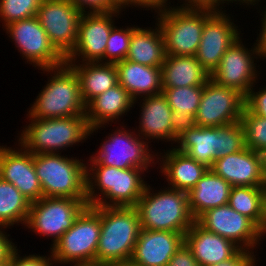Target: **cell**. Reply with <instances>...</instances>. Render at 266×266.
<instances>
[{"label": "cell", "instance_id": "6da1fadb", "mask_svg": "<svg viewBox=\"0 0 266 266\" xmlns=\"http://www.w3.org/2000/svg\"><path fill=\"white\" fill-rule=\"evenodd\" d=\"M86 159L88 206L136 207L148 184L144 169H119L100 165L91 156Z\"/></svg>", "mask_w": 266, "mask_h": 266}, {"label": "cell", "instance_id": "7a4b0ae2", "mask_svg": "<svg viewBox=\"0 0 266 266\" xmlns=\"http://www.w3.org/2000/svg\"><path fill=\"white\" fill-rule=\"evenodd\" d=\"M91 207L100 215L101 224L95 264L116 265L130 261L141 232L137 208Z\"/></svg>", "mask_w": 266, "mask_h": 266}, {"label": "cell", "instance_id": "3957f363", "mask_svg": "<svg viewBox=\"0 0 266 266\" xmlns=\"http://www.w3.org/2000/svg\"><path fill=\"white\" fill-rule=\"evenodd\" d=\"M48 77L35 101L27 109V118L51 119L85 115L77 73L67 63L55 68H41Z\"/></svg>", "mask_w": 266, "mask_h": 266}, {"label": "cell", "instance_id": "277c9868", "mask_svg": "<svg viewBox=\"0 0 266 266\" xmlns=\"http://www.w3.org/2000/svg\"><path fill=\"white\" fill-rule=\"evenodd\" d=\"M27 119V124L21 127L23 129L16 137L17 142L32 154L62 153L89 138L90 127L85 115Z\"/></svg>", "mask_w": 266, "mask_h": 266}, {"label": "cell", "instance_id": "5b68a950", "mask_svg": "<svg viewBox=\"0 0 266 266\" xmlns=\"http://www.w3.org/2000/svg\"><path fill=\"white\" fill-rule=\"evenodd\" d=\"M153 188L148 183L136 205L141 229L185 235L195 222L189 209L188 193L166 186L160 190Z\"/></svg>", "mask_w": 266, "mask_h": 266}, {"label": "cell", "instance_id": "8992f818", "mask_svg": "<svg viewBox=\"0 0 266 266\" xmlns=\"http://www.w3.org/2000/svg\"><path fill=\"white\" fill-rule=\"evenodd\" d=\"M43 197L87 199L85 159L61 153L33 154Z\"/></svg>", "mask_w": 266, "mask_h": 266}, {"label": "cell", "instance_id": "52a82bcc", "mask_svg": "<svg viewBox=\"0 0 266 266\" xmlns=\"http://www.w3.org/2000/svg\"><path fill=\"white\" fill-rule=\"evenodd\" d=\"M100 233V215L87 206L73 226L50 247L54 265L95 264Z\"/></svg>", "mask_w": 266, "mask_h": 266}, {"label": "cell", "instance_id": "ba28073f", "mask_svg": "<svg viewBox=\"0 0 266 266\" xmlns=\"http://www.w3.org/2000/svg\"><path fill=\"white\" fill-rule=\"evenodd\" d=\"M123 122L108 136L105 135L99 149L96 153L92 152L91 157L100 165L119 169L139 168L148 173L151 167L153 169L157 165V152L152 151V145L140 137L134 127L131 130Z\"/></svg>", "mask_w": 266, "mask_h": 266}, {"label": "cell", "instance_id": "9c48e42d", "mask_svg": "<svg viewBox=\"0 0 266 266\" xmlns=\"http://www.w3.org/2000/svg\"><path fill=\"white\" fill-rule=\"evenodd\" d=\"M154 17L163 34L166 55L195 56L206 22V8L172 5L155 12Z\"/></svg>", "mask_w": 266, "mask_h": 266}, {"label": "cell", "instance_id": "30bf717a", "mask_svg": "<svg viewBox=\"0 0 266 266\" xmlns=\"http://www.w3.org/2000/svg\"><path fill=\"white\" fill-rule=\"evenodd\" d=\"M88 206L87 199L42 197L31 203L24 229L51 239V246L72 226L78 215Z\"/></svg>", "mask_w": 266, "mask_h": 266}, {"label": "cell", "instance_id": "8fae6325", "mask_svg": "<svg viewBox=\"0 0 266 266\" xmlns=\"http://www.w3.org/2000/svg\"><path fill=\"white\" fill-rule=\"evenodd\" d=\"M242 40L243 36L226 50L218 67L210 74V79L220 86L237 90L246 97L254 85L258 86L256 83L261 79L258 76L262 74V67L259 64L256 66L260 61L256 40L249 49Z\"/></svg>", "mask_w": 266, "mask_h": 266}, {"label": "cell", "instance_id": "7c38bea8", "mask_svg": "<svg viewBox=\"0 0 266 266\" xmlns=\"http://www.w3.org/2000/svg\"><path fill=\"white\" fill-rule=\"evenodd\" d=\"M3 30L21 54L35 69L55 68L66 63V58L54 47L36 16L12 22Z\"/></svg>", "mask_w": 266, "mask_h": 266}, {"label": "cell", "instance_id": "4fadbf2b", "mask_svg": "<svg viewBox=\"0 0 266 266\" xmlns=\"http://www.w3.org/2000/svg\"><path fill=\"white\" fill-rule=\"evenodd\" d=\"M226 13L227 10L206 9V22L195 58L209 74L218 67L226 50L243 35L240 26L234 23V15Z\"/></svg>", "mask_w": 266, "mask_h": 266}, {"label": "cell", "instance_id": "5bb4252c", "mask_svg": "<svg viewBox=\"0 0 266 266\" xmlns=\"http://www.w3.org/2000/svg\"><path fill=\"white\" fill-rule=\"evenodd\" d=\"M245 97L237 90L220 86L209 79L192 124L199 127H220L239 122Z\"/></svg>", "mask_w": 266, "mask_h": 266}, {"label": "cell", "instance_id": "9a60e30c", "mask_svg": "<svg viewBox=\"0 0 266 266\" xmlns=\"http://www.w3.org/2000/svg\"><path fill=\"white\" fill-rule=\"evenodd\" d=\"M81 16L70 0H42L36 13L51 43L64 57L75 47Z\"/></svg>", "mask_w": 266, "mask_h": 266}, {"label": "cell", "instance_id": "2e32d148", "mask_svg": "<svg viewBox=\"0 0 266 266\" xmlns=\"http://www.w3.org/2000/svg\"><path fill=\"white\" fill-rule=\"evenodd\" d=\"M126 13L119 11L104 14H82L78 26L77 42L74 49L65 57L66 63H104V52L111 30L116 26L115 19ZM120 15V16H119Z\"/></svg>", "mask_w": 266, "mask_h": 266}, {"label": "cell", "instance_id": "e0dca14e", "mask_svg": "<svg viewBox=\"0 0 266 266\" xmlns=\"http://www.w3.org/2000/svg\"><path fill=\"white\" fill-rule=\"evenodd\" d=\"M195 221L207 231L232 241L240 249L256 253V248L261 247L258 226L228 203L205 211Z\"/></svg>", "mask_w": 266, "mask_h": 266}, {"label": "cell", "instance_id": "ac0fdd59", "mask_svg": "<svg viewBox=\"0 0 266 266\" xmlns=\"http://www.w3.org/2000/svg\"><path fill=\"white\" fill-rule=\"evenodd\" d=\"M136 103L139 104L140 115L138 118V129L137 126L136 129L134 128L135 132L150 145L151 142L155 143L157 140V143L159 141H163L164 143L170 142L169 144L172 145L168 146L174 147L179 135L180 123L175 118L174 112L165 96L160 93L141 97L134 100L133 108L137 105Z\"/></svg>", "mask_w": 266, "mask_h": 266}, {"label": "cell", "instance_id": "d6986e66", "mask_svg": "<svg viewBox=\"0 0 266 266\" xmlns=\"http://www.w3.org/2000/svg\"><path fill=\"white\" fill-rule=\"evenodd\" d=\"M14 146L0 145V178L12 183L30 203L36 202L43 197V191L35 172L33 154L19 142Z\"/></svg>", "mask_w": 266, "mask_h": 266}, {"label": "cell", "instance_id": "ffe728a7", "mask_svg": "<svg viewBox=\"0 0 266 266\" xmlns=\"http://www.w3.org/2000/svg\"><path fill=\"white\" fill-rule=\"evenodd\" d=\"M210 169L231 186L266 187L262 155L247 147L217 158Z\"/></svg>", "mask_w": 266, "mask_h": 266}, {"label": "cell", "instance_id": "44dd1931", "mask_svg": "<svg viewBox=\"0 0 266 266\" xmlns=\"http://www.w3.org/2000/svg\"><path fill=\"white\" fill-rule=\"evenodd\" d=\"M183 243L181 233L141 229L130 261L139 266H166Z\"/></svg>", "mask_w": 266, "mask_h": 266}, {"label": "cell", "instance_id": "7402d4cb", "mask_svg": "<svg viewBox=\"0 0 266 266\" xmlns=\"http://www.w3.org/2000/svg\"><path fill=\"white\" fill-rule=\"evenodd\" d=\"M133 102L134 100L120 84L92 99L86 105L85 112L90 127L89 136L98 133V130L106 128L105 126H112L114 121L113 124H120L119 120L121 121L124 115L126 116L132 110Z\"/></svg>", "mask_w": 266, "mask_h": 266}, {"label": "cell", "instance_id": "603a6c76", "mask_svg": "<svg viewBox=\"0 0 266 266\" xmlns=\"http://www.w3.org/2000/svg\"><path fill=\"white\" fill-rule=\"evenodd\" d=\"M161 152L157 151L156 163L161 176L168 182L166 187L188 193L209 169L174 147Z\"/></svg>", "mask_w": 266, "mask_h": 266}, {"label": "cell", "instance_id": "cb8c5ba5", "mask_svg": "<svg viewBox=\"0 0 266 266\" xmlns=\"http://www.w3.org/2000/svg\"><path fill=\"white\" fill-rule=\"evenodd\" d=\"M184 242L191 249L200 266H211L233 257L240 248L232 241L207 231L196 221L184 235Z\"/></svg>", "mask_w": 266, "mask_h": 266}, {"label": "cell", "instance_id": "d4e9b609", "mask_svg": "<svg viewBox=\"0 0 266 266\" xmlns=\"http://www.w3.org/2000/svg\"><path fill=\"white\" fill-rule=\"evenodd\" d=\"M174 148L205 165L213 166L217 151V127H199L182 123Z\"/></svg>", "mask_w": 266, "mask_h": 266}, {"label": "cell", "instance_id": "484cf974", "mask_svg": "<svg viewBox=\"0 0 266 266\" xmlns=\"http://www.w3.org/2000/svg\"><path fill=\"white\" fill-rule=\"evenodd\" d=\"M120 84L133 99L162 93L161 67H150L129 60L115 63Z\"/></svg>", "mask_w": 266, "mask_h": 266}, {"label": "cell", "instance_id": "4316f807", "mask_svg": "<svg viewBox=\"0 0 266 266\" xmlns=\"http://www.w3.org/2000/svg\"><path fill=\"white\" fill-rule=\"evenodd\" d=\"M166 58L162 31L156 21L153 27L133 24L126 60L150 67H161Z\"/></svg>", "mask_w": 266, "mask_h": 266}, {"label": "cell", "instance_id": "83f0119b", "mask_svg": "<svg viewBox=\"0 0 266 266\" xmlns=\"http://www.w3.org/2000/svg\"><path fill=\"white\" fill-rule=\"evenodd\" d=\"M162 88L204 86L209 72L195 56L166 55L161 65Z\"/></svg>", "mask_w": 266, "mask_h": 266}, {"label": "cell", "instance_id": "f1b7e54d", "mask_svg": "<svg viewBox=\"0 0 266 266\" xmlns=\"http://www.w3.org/2000/svg\"><path fill=\"white\" fill-rule=\"evenodd\" d=\"M232 186L208 169L197 184L188 192L189 209L196 220L205 211L229 202Z\"/></svg>", "mask_w": 266, "mask_h": 266}, {"label": "cell", "instance_id": "f546056e", "mask_svg": "<svg viewBox=\"0 0 266 266\" xmlns=\"http://www.w3.org/2000/svg\"><path fill=\"white\" fill-rule=\"evenodd\" d=\"M80 81L81 97L85 105L118 84V72L114 63H67Z\"/></svg>", "mask_w": 266, "mask_h": 266}, {"label": "cell", "instance_id": "4dcf8cb0", "mask_svg": "<svg viewBox=\"0 0 266 266\" xmlns=\"http://www.w3.org/2000/svg\"><path fill=\"white\" fill-rule=\"evenodd\" d=\"M31 203L10 182L0 178V226L11 229L14 225L24 228Z\"/></svg>", "mask_w": 266, "mask_h": 266}, {"label": "cell", "instance_id": "1f68e13d", "mask_svg": "<svg viewBox=\"0 0 266 266\" xmlns=\"http://www.w3.org/2000/svg\"><path fill=\"white\" fill-rule=\"evenodd\" d=\"M175 118L180 124L192 123L200 104L203 86H188L180 88H162Z\"/></svg>", "mask_w": 266, "mask_h": 266}, {"label": "cell", "instance_id": "d6a6232c", "mask_svg": "<svg viewBox=\"0 0 266 266\" xmlns=\"http://www.w3.org/2000/svg\"><path fill=\"white\" fill-rule=\"evenodd\" d=\"M265 195L266 187L232 186L228 204L258 226L262 219Z\"/></svg>", "mask_w": 266, "mask_h": 266}, {"label": "cell", "instance_id": "836d02e7", "mask_svg": "<svg viewBox=\"0 0 266 266\" xmlns=\"http://www.w3.org/2000/svg\"><path fill=\"white\" fill-rule=\"evenodd\" d=\"M240 122L244 128L245 146L257 153L266 150V118L253 114L246 106Z\"/></svg>", "mask_w": 266, "mask_h": 266}, {"label": "cell", "instance_id": "e575fe53", "mask_svg": "<svg viewBox=\"0 0 266 266\" xmlns=\"http://www.w3.org/2000/svg\"><path fill=\"white\" fill-rule=\"evenodd\" d=\"M245 147L244 128L240 121L217 127L216 159L237 153Z\"/></svg>", "mask_w": 266, "mask_h": 266}, {"label": "cell", "instance_id": "d590c367", "mask_svg": "<svg viewBox=\"0 0 266 266\" xmlns=\"http://www.w3.org/2000/svg\"><path fill=\"white\" fill-rule=\"evenodd\" d=\"M42 0H0L2 29L12 22L36 16Z\"/></svg>", "mask_w": 266, "mask_h": 266}, {"label": "cell", "instance_id": "8d00e7d4", "mask_svg": "<svg viewBox=\"0 0 266 266\" xmlns=\"http://www.w3.org/2000/svg\"><path fill=\"white\" fill-rule=\"evenodd\" d=\"M133 25L123 28L115 26L107 40L104 63H117L126 59L129 51Z\"/></svg>", "mask_w": 266, "mask_h": 266}, {"label": "cell", "instance_id": "74e56055", "mask_svg": "<svg viewBox=\"0 0 266 266\" xmlns=\"http://www.w3.org/2000/svg\"><path fill=\"white\" fill-rule=\"evenodd\" d=\"M23 254L18 247H16L9 256V266H55L50 249L47 256L39 255V253ZM27 255V256H26Z\"/></svg>", "mask_w": 266, "mask_h": 266}, {"label": "cell", "instance_id": "f35d334b", "mask_svg": "<svg viewBox=\"0 0 266 266\" xmlns=\"http://www.w3.org/2000/svg\"><path fill=\"white\" fill-rule=\"evenodd\" d=\"M82 14H104L121 8L113 0H70Z\"/></svg>", "mask_w": 266, "mask_h": 266}, {"label": "cell", "instance_id": "ab89813d", "mask_svg": "<svg viewBox=\"0 0 266 266\" xmlns=\"http://www.w3.org/2000/svg\"><path fill=\"white\" fill-rule=\"evenodd\" d=\"M265 86V87H264ZM254 85L245 97V106L255 115L266 118V85ZM256 89V90H255ZM259 90V91H258Z\"/></svg>", "mask_w": 266, "mask_h": 266}, {"label": "cell", "instance_id": "60d3db41", "mask_svg": "<svg viewBox=\"0 0 266 266\" xmlns=\"http://www.w3.org/2000/svg\"><path fill=\"white\" fill-rule=\"evenodd\" d=\"M257 253L252 251L240 249L233 257L230 259L223 261L221 263H217L211 266H256L259 257H257ZM257 257V259H256Z\"/></svg>", "mask_w": 266, "mask_h": 266}, {"label": "cell", "instance_id": "b9f144b4", "mask_svg": "<svg viewBox=\"0 0 266 266\" xmlns=\"http://www.w3.org/2000/svg\"><path fill=\"white\" fill-rule=\"evenodd\" d=\"M166 266H200L191 249L184 242Z\"/></svg>", "mask_w": 266, "mask_h": 266}, {"label": "cell", "instance_id": "7bdbcfd3", "mask_svg": "<svg viewBox=\"0 0 266 266\" xmlns=\"http://www.w3.org/2000/svg\"><path fill=\"white\" fill-rule=\"evenodd\" d=\"M177 6L181 8H206L212 10H225V5H229L225 0H177ZM182 3V4H181ZM225 3V4H224Z\"/></svg>", "mask_w": 266, "mask_h": 266}, {"label": "cell", "instance_id": "ee69618b", "mask_svg": "<svg viewBox=\"0 0 266 266\" xmlns=\"http://www.w3.org/2000/svg\"><path fill=\"white\" fill-rule=\"evenodd\" d=\"M171 0H129V7L131 8H143L147 11L151 10L154 13L163 9H167L171 6Z\"/></svg>", "mask_w": 266, "mask_h": 266}, {"label": "cell", "instance_id": "f6af8a7d", "mask_svg": "<svg viewBox=\"0 0 266 266\" xmlns=\"http://www.w3.org/2000/svg\"><path fill=\"white\" fill-rule=\"evenodd\" d=\"M7 229L9 228L0 226V263L6 262L11 252L17 247L15 243H13L14 241H12L14 239L7 233Z\"/></svg>", "mask_w": 266, "mask_h": 266}, {"label": "cell", "instance_id": "bcb514c9", "mask_svg": "<svg viewBox=\"0 0 266 266\" xmlns=\"http://www.w3.org/2000/svg\"><path fill=\"white\" fill-rule=\"evenodd\" d=\"M260 60L266 59V28H260L256 38Z\"/></svg>", "mask_w": 266, "mask_h": 266}, {"label": "cell", "instance_id": "7dc6e473", "mask_svg": "<svg viewBox=\"0 0 266 266\" xmlns=\"http://www.w3.org/2000/svg\"><path fill=\"white\" fill-rule=\"evenodd\" d=\"M229 5H231V4H239V6L240 5H242L243 7H245L246 6V8L248 7V9L250 8H253L255 5H256V3H258L259 1H261L262 3H263V1H264V3L266 2L265 0H225ZM231 3V4H230ZM251 6V7H250Z\"/></svg>", "mask_w": 266, "mask_h": 266}, {"label": "cell", "instance_id": "c3c4849f", "mask_svg": "<svg viewBox=\"0 0 266 266\" xmlns=\"http://www.w3.org/2000/svg\"><path fill=\"white\" fill-rule=\"evenodd\" d=\"M258 236L261 243L264 239H266V210H262V219L260 224L258 225Z\"/></svg>", "mask_w": 266, "mask_h": 266}, {"label": "cell", "instance_id": "681fc988", "mask_svg": "<svg viewBox=\"0 0 266 266\" xmlns=\"http://www.w3.org/2000/svg\"><path fill=\"white\" fill-rule=\"evenodd\" d=\"M260 2V3H259ZM258 3H256V5L254 6L256 9H259V10H257V13H259V16L261 17L259 20H260V26H261V28H266V6L265 7H262V5H261V1H259ZM260 6H259V5ZM258 8H257V7ZM263 8V9H262ZM259 11V12H258ZM261 11V12H260Z\"/></svg>", "mask_w": 266, "mask_h": 266}, {"label": "cell", "instance_id": "f907efd6", "mask_svg": "<svg viewBox=\"0 0 266 266\" xmlns=\"http://www.w3.org/2000/svg\"><path fill=\"white\" fill-rule=\"evenodd\" d=\"M120 8L125 11H128L126 9H129V0H113ZM128 7V8H127Z\"/></svg>", "mask_w": 266, "mask_h": 266}, {"label": "cell", "instance_id": "816d5d0a", "mask_svg": "<svg viewBox=\"0 0 266 266\" xmlns=\"http://www.w3.org/2000/svg\"><path fill=\"white\" fill-rule=\"evenodd\" d=\"M261 155H262L263 171L266 178V150L263 153H261Z\"/></svg>", "mask_w": 266, "mask_h": 266}, {"label": "cell", "instance_id": "f5cc1de1", "mask_svg": "<svg viewBox=\"0 0 266 266\" xmlns=\"http://www.w3.org/2000/svg\"><path fill=\"white\" fill-rule=\"evenodd\" d=\"M114 266H139V265L134 264L132 261H126V262H123V263H120V264H116Z\"/></svg>", "mask_w": 266, "mask_h": 266}, {"label": "cell", "instance_id": "db71d44e", "mask_svg": "<svg viewBox=\"0 0 266 266\" xmlns=\"http://www.w3.org/2000/svg\"><path fill=\"white\" fill-rule=\"evenodd\" d=\"M74 266H114V265H103V264H85V265H74Z\"/></svg>", "mask_w": 266, "mask_h": 266}, {"label": "cell", "instance_id": "11a10c76", "mask_svg": "<svg viewBox=\"0 0 266 266\" xmlns=\"http://www.w3.org/2000/svg\"><path fill=\"white\" fill-rule=\"evenodd\" d=\"M0 266H9V259L6 262L0 263Z\"/></svg>", "mask_w": 266, "mask_h": 266}, {"label": "cell", "instance_id": "9f6ffc18", "mask_svg": "<svg viewBox=\"0 0 266 266\" xmlns=\"http://www.w3.org/2000/svg\"><path fill=\"white\" fill-rule=\"evenodd\" d=\"M263 210H266V195H265L264 202H263Z\"/></svg>", "mask_w": 266, "mask_h": 266}]
</instances>
